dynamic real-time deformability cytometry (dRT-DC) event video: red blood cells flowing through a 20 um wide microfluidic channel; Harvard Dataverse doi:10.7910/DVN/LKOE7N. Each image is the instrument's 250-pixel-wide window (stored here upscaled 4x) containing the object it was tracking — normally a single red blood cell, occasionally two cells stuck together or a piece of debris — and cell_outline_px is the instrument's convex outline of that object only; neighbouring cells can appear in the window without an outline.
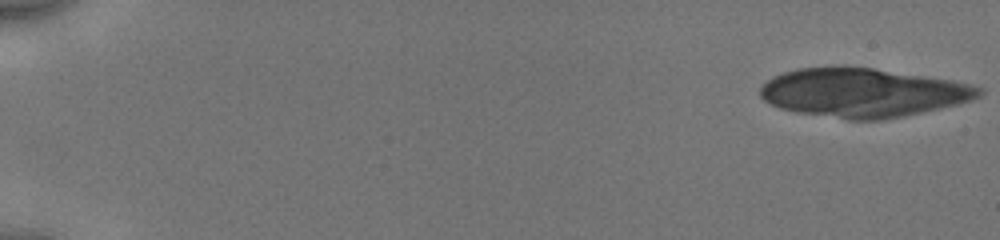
{"species": "human", "species_latin": "Homo sapiens", "temperature_condition": "cold", "stored_images_in_passage": 22, "camera_frame_rate_fps": 3000, "um_per_image_px": 0.085, "donor": {"sex": "male"}, "frame": {"image": 1, "passage_image": 1, "time_ms": 0.0, "image_size_px": [1000, 240], "cell_outline_px": [[984, 92], [980, 96], [972, 100], [940, 108], [904, 116], [880, 120], [848, 120], [796, 112], [780, 108], [764, 100], [760, 96], [760, 88], [772, 76], [784, 72], [800, 68], [872, 68], [952, 80], [984, 88]], "centroid_in_image_um": [73.36, 7.9], "position_along_channel_um": 11.6, "area_um2": 61.73}}
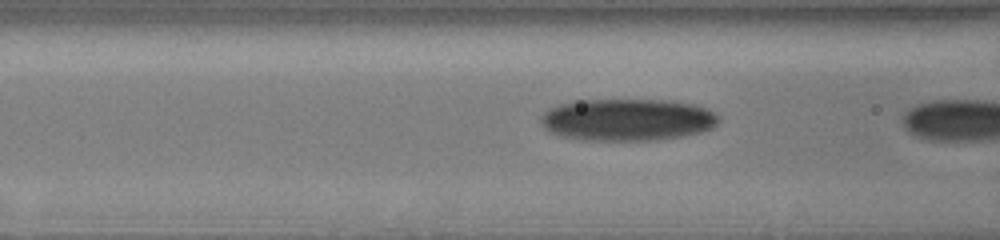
{"frame": {"image": 2, "passage_image": 21, "time_ms": 6.667, "image_size_px": [1000, 240], "cell_outline_px": [[720, 120], [712, 128], [700, 132], [684, 136], [656, 140], [580, 140], [560, 136], [548, 132], [540, 124], [540, 116], [548, 108], [560, 104], [576, 100], [664, 100], [696, 104], [708, 108], [716, 112], [720, 116]], "centroid_in_image_um": [53.32, 10.18], "position_along_channel_um": 113.3, "area_um2": 44.22}}